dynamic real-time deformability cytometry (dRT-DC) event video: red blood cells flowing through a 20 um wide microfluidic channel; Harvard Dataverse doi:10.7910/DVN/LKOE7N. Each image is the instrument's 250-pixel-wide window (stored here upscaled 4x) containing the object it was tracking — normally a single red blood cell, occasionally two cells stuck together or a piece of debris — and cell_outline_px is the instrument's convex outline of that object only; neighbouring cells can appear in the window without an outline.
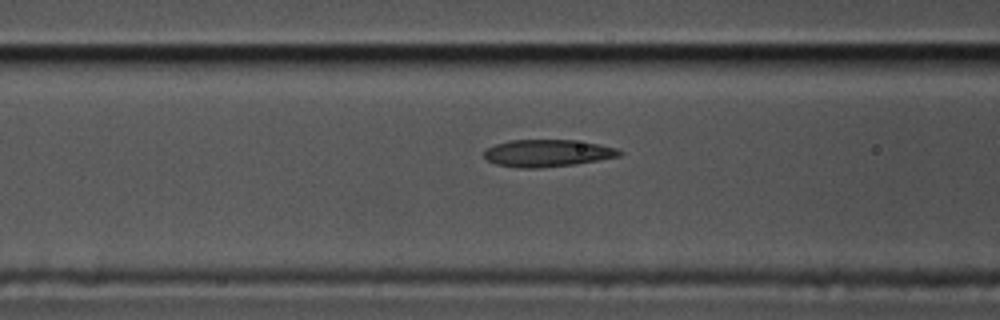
{"species": "common noctule bat (a hibernating species)", "species_latin": "Nyctalus noctula", "temperature_condition": "cold", "stored_images_in_passage": 12, "camera_frame_rate_fps": 3000, "um_per_image_px": 0.085, "animal": {"sex": "male", "body_mass_g": 17.5, "forearm_length_mm": 52.3}, "frame": {"image": 1, "passage_image": 10, "time_ms": 3.0, "image_size_px": [1000, 320], "cell_outline_px": [[624, 152], [620, 156], [572, 164], [540, 168], [516, 168], [496, 164], [488, 160], [484, 156], [484, 152], [488, 148], [496, 144], [508, 140], [572, 140], [596, 144], [616, 148]], "centroid_in_image_um": [46.5, 13.02], "position_along_channel_um": 120.1, "area_um2": 21.15}}